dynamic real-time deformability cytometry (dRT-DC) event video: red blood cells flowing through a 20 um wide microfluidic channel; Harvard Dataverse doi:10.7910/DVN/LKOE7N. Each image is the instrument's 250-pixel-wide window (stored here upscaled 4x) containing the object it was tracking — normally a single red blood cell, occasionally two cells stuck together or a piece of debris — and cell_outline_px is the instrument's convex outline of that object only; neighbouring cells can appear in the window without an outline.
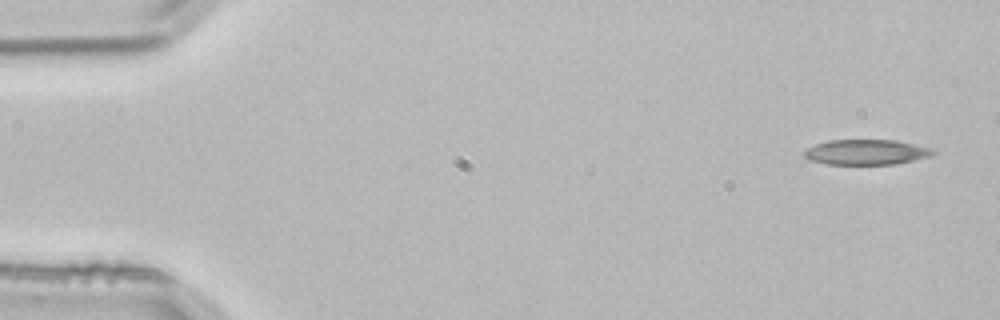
{"species": "common noctule bat (a hibernating species)", "species_latin": "Nyctalus noctula", "temperature_condition": "room temperature", "stored_images_in_passage": 7, "camera_frame_rate_fps": 3000, "um_per_image_px": 0.085, "animal": {"sex": "male", "body_mass_g": 21.5, "forearm_length_mm": 52.0}, "frame": {"image": 1, "passage_image": 1, "time_ms": 0.0, "image_size_px": [1000, 320], "cell_outline_px": [[936, 152], [932, 156], [896, 164], [828, 164], [812, 160], [804, 156], [804, 148], [828, 140], [896, 140], [932, 148]], "centroid_in_image_um": [73.65, 12.92], "position_along_channel_um": 11.4, "area_um2": 18.96}}